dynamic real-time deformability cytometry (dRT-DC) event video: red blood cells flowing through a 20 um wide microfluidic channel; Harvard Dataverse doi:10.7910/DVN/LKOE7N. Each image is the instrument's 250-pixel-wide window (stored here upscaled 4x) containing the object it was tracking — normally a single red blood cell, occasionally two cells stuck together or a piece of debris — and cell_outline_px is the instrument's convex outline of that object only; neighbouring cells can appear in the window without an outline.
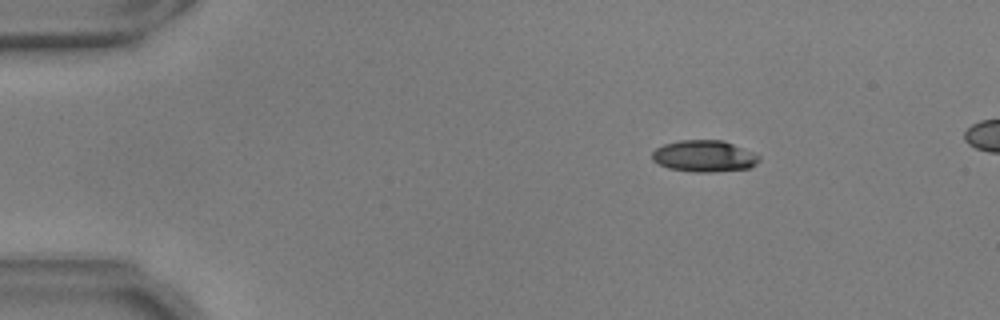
{"species": "common noctule bat (a hibernating species)", "species_latin": "Nyctalus noctula", "temperature_condition": "warm", "stored_images_in_passage": 27, "camera_frame_rate_fps": 3000, "um_per_image_px": 0.085, "animal": {"sex": "male", "body_mass_g": 17.9, "forearm_length_mm": 54.2}, "frame": {"image": 1, "passage_image": 8, "time_ms": 2.333, "image_size_px": [1000, 320], "cell_outline_px": [[760, 160], [756, 164], [748, 168], [712, 172], [692, 172], [668, 168], [652, 160], [652, 152], [656, 148], [664, 144], [680, 140], [724, 140], [752, 152], [760, 156]], "centroid_in_image_um": [59.85, 13.27], "position_along_channel_um": 25.2, "area_um2": 19.65}}